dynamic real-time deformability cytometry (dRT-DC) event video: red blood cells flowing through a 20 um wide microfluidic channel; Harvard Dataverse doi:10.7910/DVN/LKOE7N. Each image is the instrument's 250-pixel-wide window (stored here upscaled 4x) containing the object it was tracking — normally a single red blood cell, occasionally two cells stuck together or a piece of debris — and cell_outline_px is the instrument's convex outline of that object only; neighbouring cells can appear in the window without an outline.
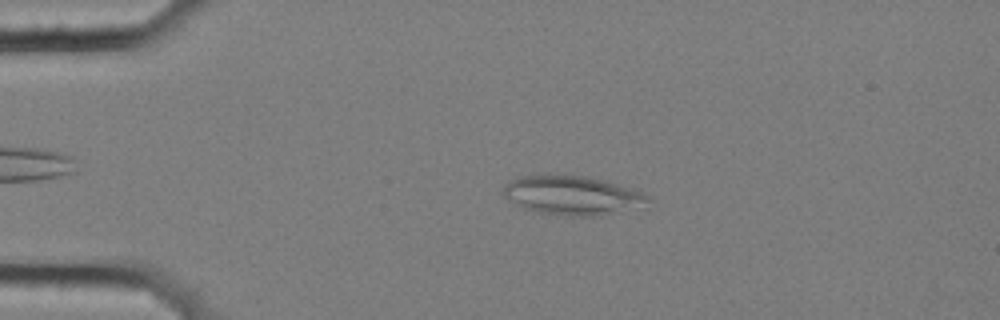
{"species": "common noctule bat (a hibernating species)", "species_latin": "Nyctalus noctula", "temperature_condition": "cold", "stored_images_in_passage": 45, "segment_of_instrument_passage": [1, 2], "camera_frame_rate_fps": 3000, "um_per_image_px": 0.085, "animal": {"sex": "female", "body_mass_g": 25.1}, "frame": {"image": 1, "passage_image": 1, "time_ms": 0.0, "image_size_px": [1000, 320], "cell_outline_px": [[652, 200], [648, 208], [600, 216], [564, 216], [540, 212], [524, 208], [512, 204], [504, 196], [504, 184], [508, 180], [516, 176], [548, 172], [564, 172], [604, 180], [640, 192], [648, 196]], "centroid_in_image_um": [48.65, 16.58], "position_along_channel_um": 36.3, "area_um2": 34.56}}